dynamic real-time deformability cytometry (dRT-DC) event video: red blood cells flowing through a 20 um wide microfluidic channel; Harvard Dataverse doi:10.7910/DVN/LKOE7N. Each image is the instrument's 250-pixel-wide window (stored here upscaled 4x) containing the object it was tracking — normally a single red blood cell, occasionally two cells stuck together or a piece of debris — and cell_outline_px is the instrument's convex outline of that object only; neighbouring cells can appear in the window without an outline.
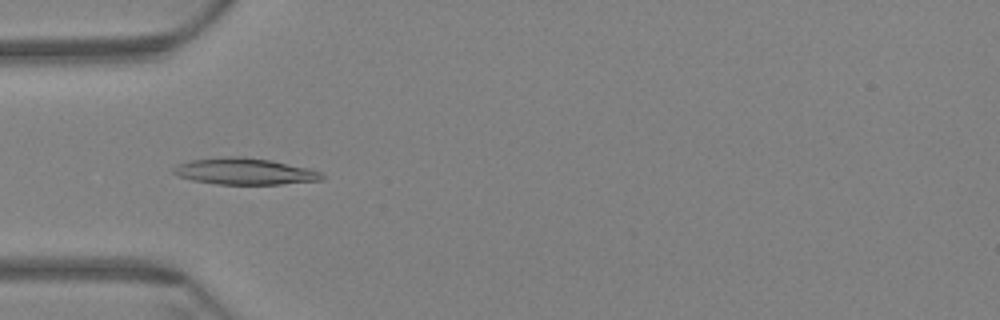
{"species": "Egyptian fruit bat (a non-hibernating species)", "species_latin": "Rousettus aegyptiacus", "temperature_condition": "warm", "stored_images_in_passage": 60, "camera_frame_rate_fps": 3000, "um_per_image_px": 0.085, "animal": {"sex": "female"}, "frame": {"image": 1, "passage_image": 19, "time_ms": 6.0, "image_size_px": [1000, 320], "cell_outline_px": [[324, 180], [280, 184], [216, 184], [192, 180], [176, 176], [172, 172], [172, 168], [180, 164], [192, 160], [224, 156], [240, 156], [272, 160], [308, 168], [320, 172], [324, 176]], "centroid_in_image_um": [20.79, 14.57], "position_along_channel_um": 64.2, "area_um2": 22.95}}
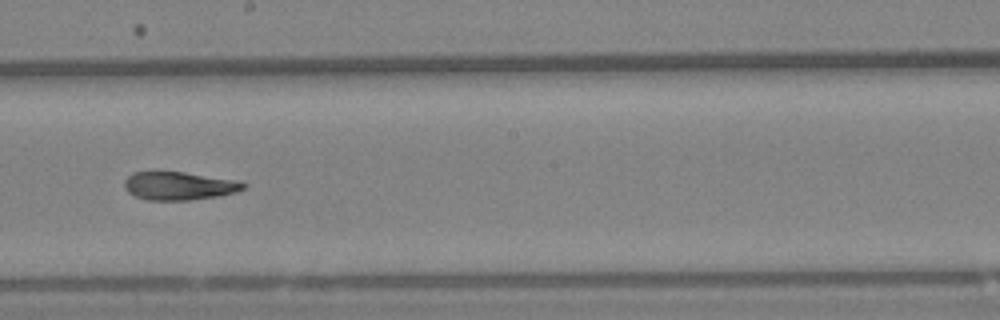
{"frame": {"image": 2, "passage_image": 34, "time_ms": 11.0, "image_size_px": [1000, 320], "cell_outline_px": [[248, 184], [244, 188], [236, 192], [216, 196], [192, 200], [144, 200], [128, 192], [124, 188], [124, 180], [132, 172], [184, 172], [240, 180]], "centroid_in_image_um": [15.23, 15.79], "position_along_channel_um": 233.0, "area_um2": 19.71}}
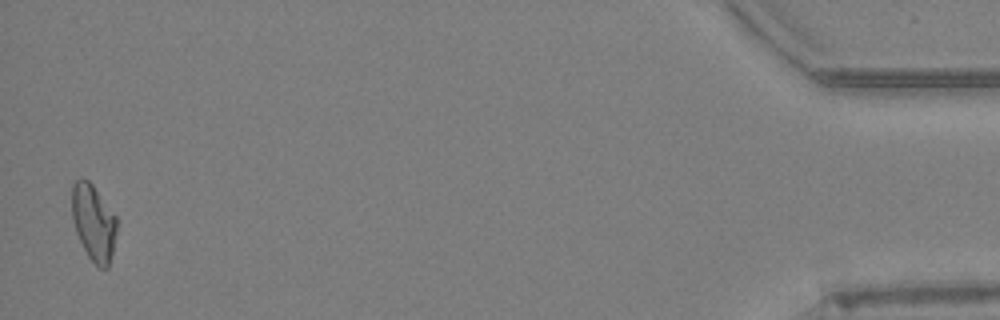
{"frame": {"image": 3, "passage_image": 59, "time_ms": 19.333, "image_size_px": [1000, 320], "cell_outline_px": [[116, 228], [112, 252], [108, 268], [100, 268], [88, 256], [76, 232], [72, 216], [72, 184], [76, 180], [88, 180], [92, 184], [116, 216]], "centroid_in_image_um": [7.94, 18.91], "position_along_channel_um": 427.3, "area_um2": 19.48}, "authors_computed_cell_mechanics": {"area_um2": 20.4612, "velocity_mm_per_s": 3.4111, "shape_relaxation_time_tau1_ms": null, "shape_relaxation_time_tau2_ms": 3.1455, "deformation_change_tau1": null, "deformation_change_tau2": 0.1058}}